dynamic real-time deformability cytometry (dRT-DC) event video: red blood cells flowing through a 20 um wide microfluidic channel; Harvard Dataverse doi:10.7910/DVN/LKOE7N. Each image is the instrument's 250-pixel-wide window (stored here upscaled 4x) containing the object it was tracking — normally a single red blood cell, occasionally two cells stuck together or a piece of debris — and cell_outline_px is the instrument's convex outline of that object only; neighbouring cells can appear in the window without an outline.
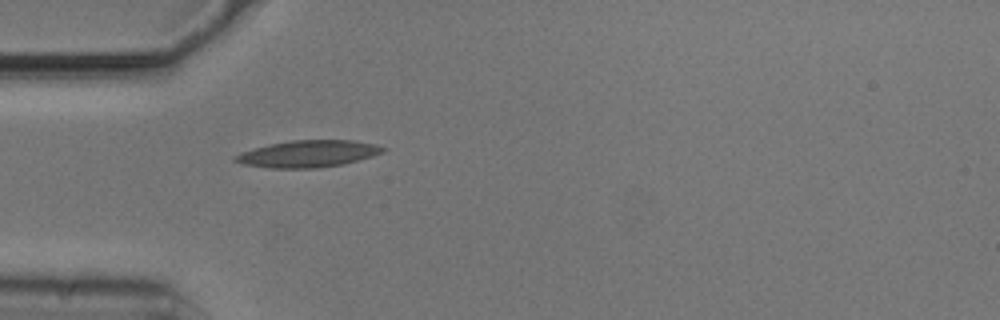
{"species": "common noctule bat (a hibernating species)", "species_latin": "Nyctalus noctula", "temperature_condition": "cold", "stored_images_in_passage": 4, "camera_frame_rate_fps": 3000, "um_per_image_px": 0.085, "animal": {"sex": "male", "body_mass_g": 20.5, "forearm_length_mm": 52.5}, "frame": {"image": 1, "passage_image": 1, "time_ms": 0.0, "image_size_px": [1000, 320], "cell_outline_px": [[388, 148], [384, 152], [372, 156], [344, 164], [320, 168], [272, 168], [244, 164], [232, 160], [232, 156], [240, 152], [268, 144], [292, 140], [352, 140], [376, 144]], "centroid_in_image_um": [26.19, 13.07], "position_along_channel_um": 58.8, "area_um2": 23.29}}